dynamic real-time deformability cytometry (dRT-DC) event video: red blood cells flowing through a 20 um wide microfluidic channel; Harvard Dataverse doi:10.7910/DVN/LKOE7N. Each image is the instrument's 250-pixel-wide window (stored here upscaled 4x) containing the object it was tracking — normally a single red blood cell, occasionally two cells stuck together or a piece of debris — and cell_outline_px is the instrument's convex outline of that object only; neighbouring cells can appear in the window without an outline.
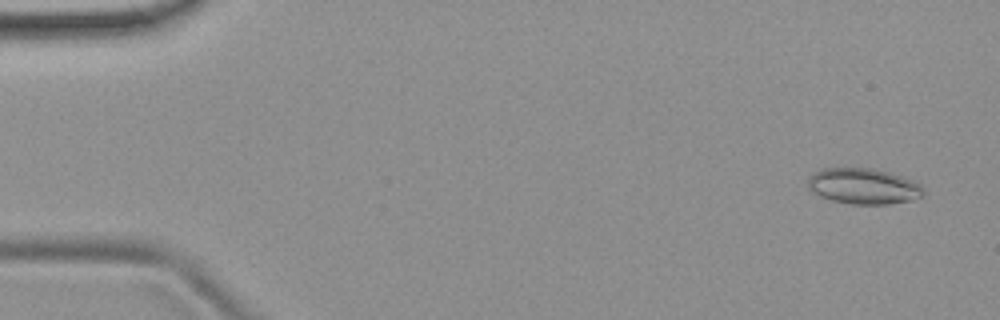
{"species": "common noctule bat (a hibernating species)", "species_latin": "Nyctalus noctula", "temperature_condition": "room temperature", "stored_images_in_passage": 7, "camera_frame_rate_fps": 3000, "um_per_image_px": 0.085, "animal": {"sex": "female", "body_mass_g": 19.9}, "frame": {"image": 1, "passage_image": 1, "time_ms": 0.0, "image_size_px": [1000, 320], "cell_outline_px": [[924, 196], [908, 200], [888, 204], [852, 204], [832, 200], [820, 196], [812, 192], [808, 188], [808, 176], [820, 168], [872, 168], [888, 172], [916, 180], [924, 188]], "centroid_in_image_um": [73.39, 15.81], "position_along_channel_um": 11.6, "area_um2": 24.28}}
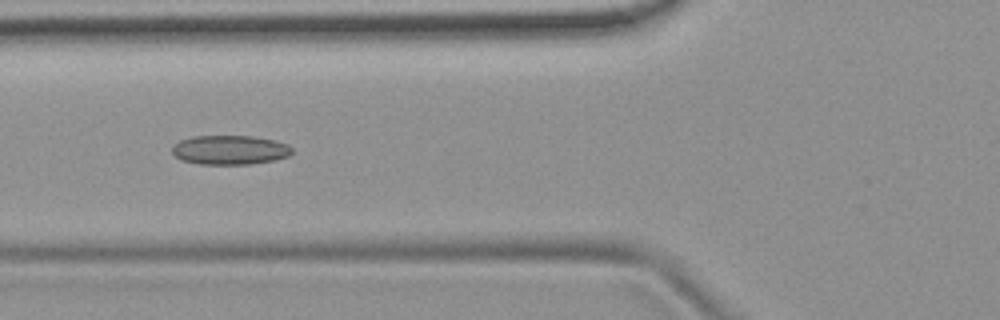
{"frame": {"image": 2, "passage_image": 6, "time_ms": 5.667, "image_size_px": [1000, 320], "cell_outline_px": [[292, 152], [288, 156], [276, 160], [252, 164], [200, 164], [180, 160], [172, 152], [172, 148], [180, 140], [192, 136], [252, 136], [276, 140], [288, 144], [292, 148]], "centroid_in_image_um": [19.57, 12.74], "position_along_channel_um": 106.2, "area_um2": 20.58}}
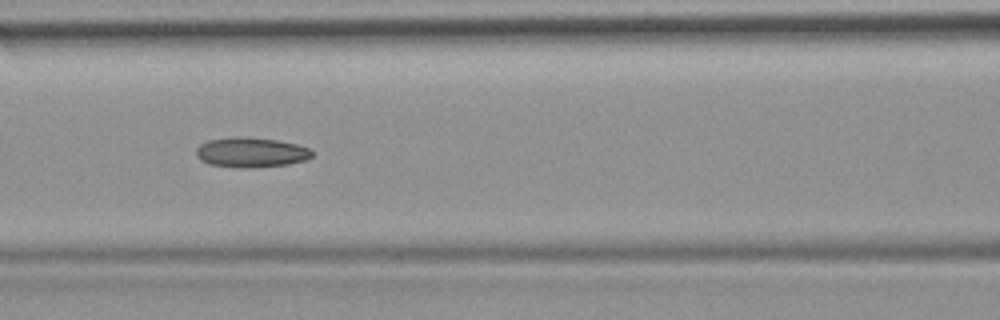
{"frame": {"image": 3, "passage_image": 7, "time_ms": 6.667, "image_size_px": [1000, 320], "cell_outline_px": [[312, 156], [308, 160], [288, 164], [256, 168], [240, 168], [208, 164], [200, 160], [196, 156], [196, 148], [200, 144], [208, 140], [232, 136], [248, 136], [276, 140], [296, 144], [308, 148], [312, 152]], "centroid_in_image_um": [21.31, 12.95], "position_along_channel_um": 145.3, "area_um2": 20.58}}